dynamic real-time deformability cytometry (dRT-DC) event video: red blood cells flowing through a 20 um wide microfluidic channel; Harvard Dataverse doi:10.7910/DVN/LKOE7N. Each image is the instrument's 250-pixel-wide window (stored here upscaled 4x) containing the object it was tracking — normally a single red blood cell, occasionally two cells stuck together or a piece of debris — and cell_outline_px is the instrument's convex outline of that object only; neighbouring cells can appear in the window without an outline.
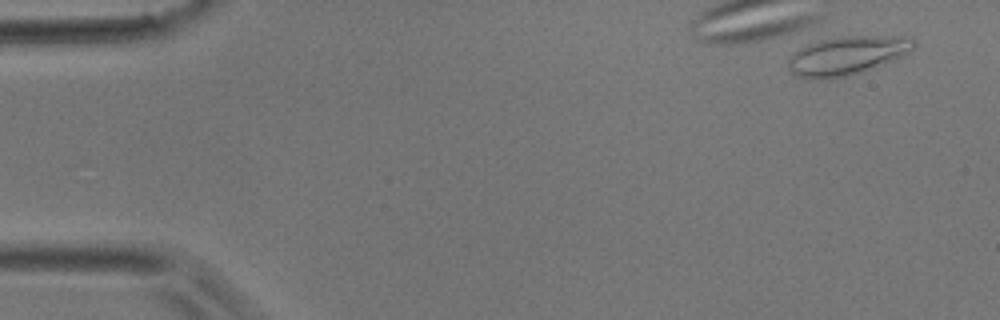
{"species": "common noctule bat (a hibernating species)", "species_latin": "Nyctalus noctula", "temperature_condition": "room temperature", "stored_images_in_passage": 1, "camera_frame_rate_fps": 3000, "um_per_image_px": 0.085, "animal": {"sex": "male", "body_mass_g": 17.9}, "frame": {"image": 1, "passage_image": 1, "time_ms": 0.0, "image_size_px": [1000, 320], "cell_outline_px": [[916, 44], [912, 48], [900, 56], [892, 60], [872, 68], [860, 72], [844, 76], [816, 80], [812, 80], [800, 76], [792, 72], [788, 68], [788, 60], [792, 52], [808, 44], [820, 40], [840, 36], [912, 36], [916, 40]], "centroid_in_image_um": [71.97, 4.7], "position_along_channel_um": 13.0, "area_um2": 28.09}}